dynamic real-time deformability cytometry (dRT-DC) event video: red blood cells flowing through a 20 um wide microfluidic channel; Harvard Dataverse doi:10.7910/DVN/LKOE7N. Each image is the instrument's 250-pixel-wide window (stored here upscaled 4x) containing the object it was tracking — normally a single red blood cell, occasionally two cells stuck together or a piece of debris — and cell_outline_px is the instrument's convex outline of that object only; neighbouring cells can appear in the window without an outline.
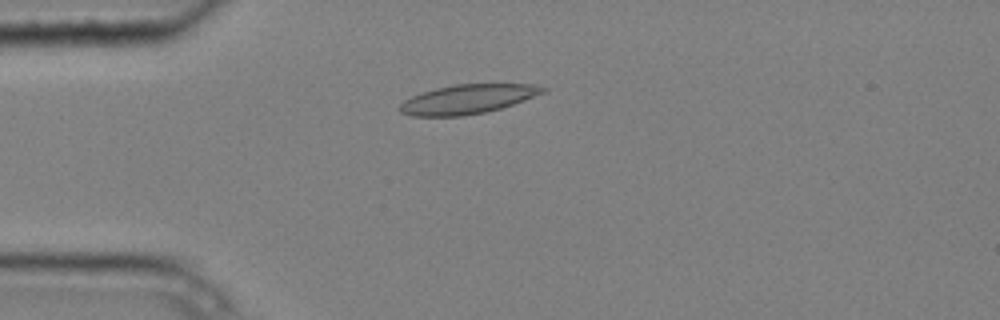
{"species": "common noctule bat (a hibernating species)", "species_latin": "Nyctalus noctula", "temperature_condition": "cold", "stored_images_in_passage": 6, "camera_frame_rate_fps": 3000, "um_per_image_px": 0.085, "animal": {"sex": "male", "body_mass_g": 20.4}, "frame": {"image": 1, "passage_image": 4, "time_ms": 1.0, "image_size_px": [1000, 320], "cell_outline_px": [[548, 92], [500, 108], [484, 112], [464, 116], [412, 116], [400, 112], [396, 108], [404, 100], [420, 92], [436, 88], [456, 84], [536, 84], [548, 88]], "centroid_in_image_um": [39.75, 8.42], "position_along_channel_um": 45.3, "area_um2": 24.57}}
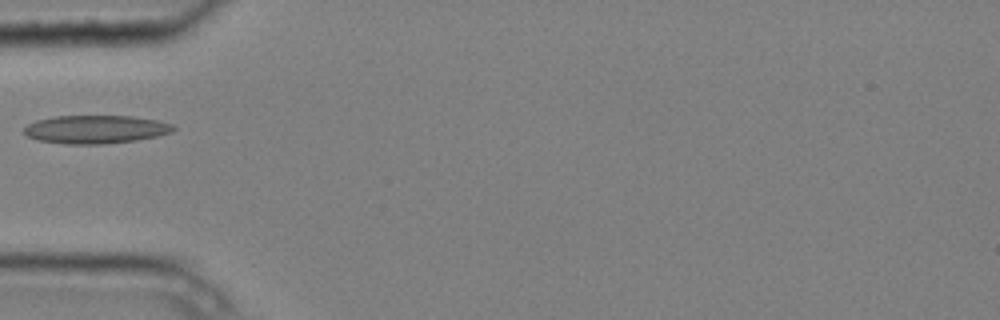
{"frame": {"image": 2, "passage_image": 5, "time_ms": 1.333, "image_size_px": [1000, 320], "cell_outline_px": [[176, 128], [172, 132], [156, 136], [136, 140], [104, 144], [64, 144], [36, 140], [28, 136], [24, 132], [24, 128], [28, 124], [36, 120], [56, 116], [132, 116], [156, 120], [172, 124]], "centroid_in_image_um": [8.12, 11.0], "position_along_channel_um": 76.9, "area_um2": 24.57}}
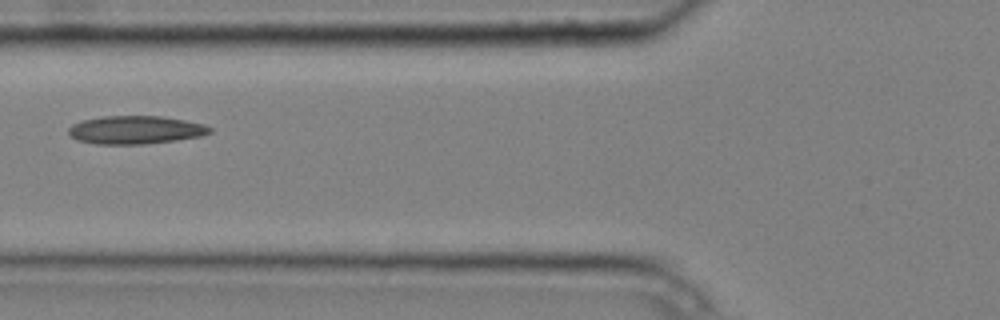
{"frame": {"image": 3, "passage_image": 6, "time_ms": 1.667, "image_size_px": [1000, 320], "cell_outline_px": [[212, 132], [200, 136], [176, 140], [144, 144], [96, 144], [76, 140], [68, 136], [68, 128], [72, 124], [80, 120], [104, 116], [164, 116], [204, 124], [212, 128]], "centroid_in_image_um": [11.47, 11.04], "position_along_channel_um": 114.3, "area_um2": 23.41}}